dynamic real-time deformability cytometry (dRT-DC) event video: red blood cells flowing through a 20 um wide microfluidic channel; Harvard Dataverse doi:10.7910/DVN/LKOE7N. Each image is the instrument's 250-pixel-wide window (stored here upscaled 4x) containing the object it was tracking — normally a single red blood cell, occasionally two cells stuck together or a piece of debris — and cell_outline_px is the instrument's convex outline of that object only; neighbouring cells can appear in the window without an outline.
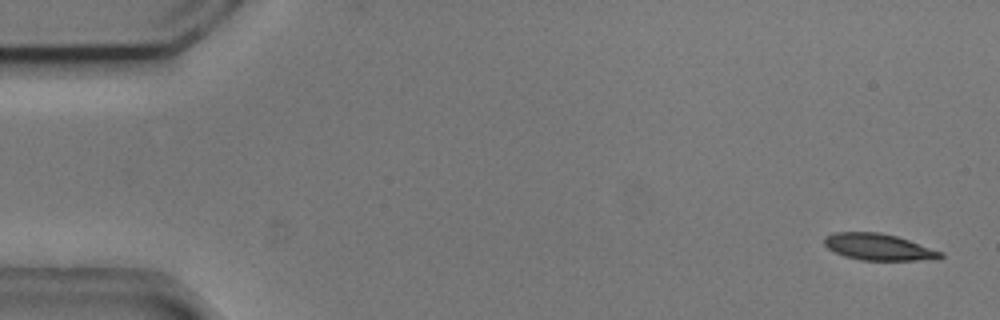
{"species": "common noctule bat (a hibernating species)", "species_latin": "Nyctalus noctula", "temperature_condition": "cold", "stored_images_in_passage": 54, "camera_frame_rate_fps": 3000, "um_per_image_px": 0.085, "animal": {"sex": "male", "body_mass_g": 20.5, "forearm_length_mm": 52.5}, "frame": {"image": 1, "passage_image": 2, "time_ms": 0.333, "image_size_px": [1000, 320], "cell_outline_px": [[944, 256], [940, 260], [860, 260], [844, 256], [828, 248], [824, 244], [824, 236], [836, 232], [880, 232], [896, 236], [944, 252]], "centroid_in_image_um": [74.72, 21.0], "position_along_channel_um": 10.3, "area_um2": 18.09}}
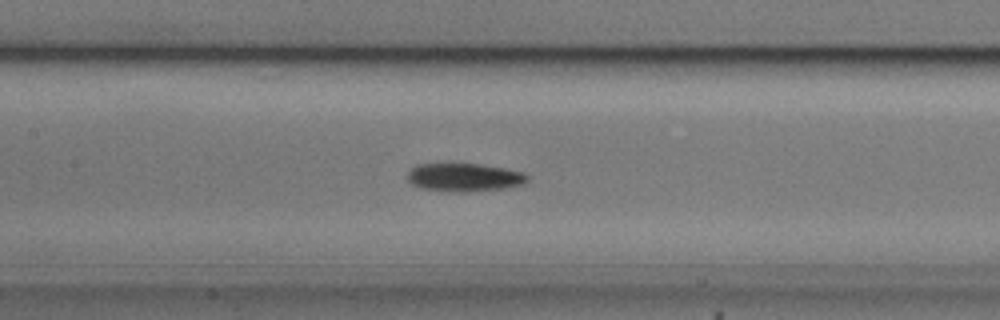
{"frame": {"image": 2, "passage_image": 25, "time_ms": 8.0, "image_size_px": [1000, 320], "cell_outline_px": [[528, 180], [524, 184], [504, 188], [464, 192], [448, 192], [420, 188], [412, 184], [408, 180], [408, 172], [416, 164], [452, 160], [480, 164], [504, 168], [524, 172], [528, 176]], "centroid_in_image_um": [39.4, 15.02], "position_along_channel_um": 168.0, "area_um2": 20.69}}
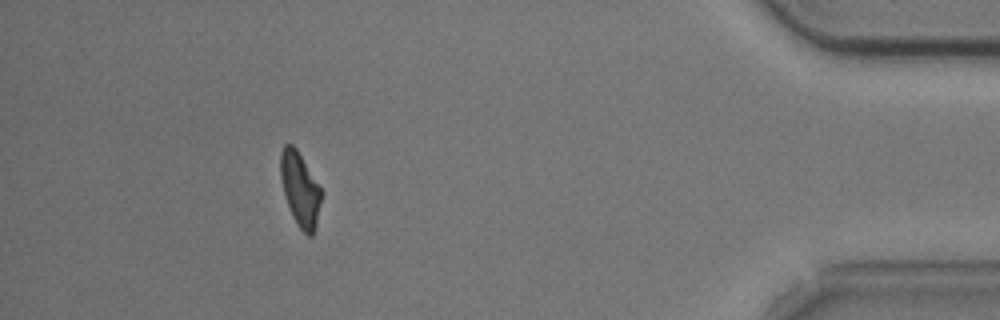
{"frame": {"image": 3, "passage_image": 49, "time_ms": 16.0, "image_size_px": [1000, 320], "cell_outline_px": [[324, 192], [316, 224], [312, 236], [308, 236], [296, 224], [292, 216], [284, 192], [280, 176], [280, 152], [284, 144], [292, 144], [296, 148]], "centroid_in_image_um": [25.52, 16.08], "position_along_channel_um": 409.7, "area_um2": 17.69}, "authors_computed_cell_mechanics": {"area_um2": 18.8428, "velocity_mm_per_s": 3.7169, "shape_relaxation_time_tau1_ms": 3.0215, "shape_relaxation_time_tau2_ms": 5.0656, "deformation_change_tau1": 0.1366, "deformation_change_tau2": 0.1069}}